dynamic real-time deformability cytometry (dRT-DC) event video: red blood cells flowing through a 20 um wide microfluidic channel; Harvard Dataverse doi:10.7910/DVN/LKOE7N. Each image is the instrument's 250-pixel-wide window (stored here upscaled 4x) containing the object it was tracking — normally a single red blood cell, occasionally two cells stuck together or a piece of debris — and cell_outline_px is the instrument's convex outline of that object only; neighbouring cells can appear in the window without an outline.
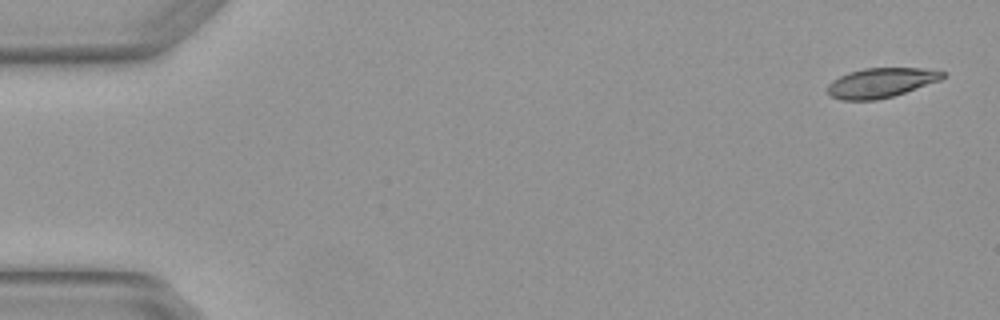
{"species": "Egyptian fruit bat (a non-hibernating species)", "species_latin": "Rousettus aegyptiacus", "temperature_condition": "warm", "stored_images_in_passage": 4, "camera_frame_rate_fps": 3000, "um_per_image_px": 0.085, "animal": {"sex": "female"}, "frame": {"image": 1, "passage_image": 1, "time_ms": 0.0, "image_size_px": [1000, 320], "cell_outline_px": [[944, 76], [940, 80], [892, 96], [876, 100], [844, 100], [832, 96], [828, 92], [828, 84], [832, 80], [848, 72], [864, 68], [924, 68], [944, 72]], "centroid_in_image_um": [74.85, 7.02], "position_along_channel_um": 10.1, "area_um2": 19.59}}
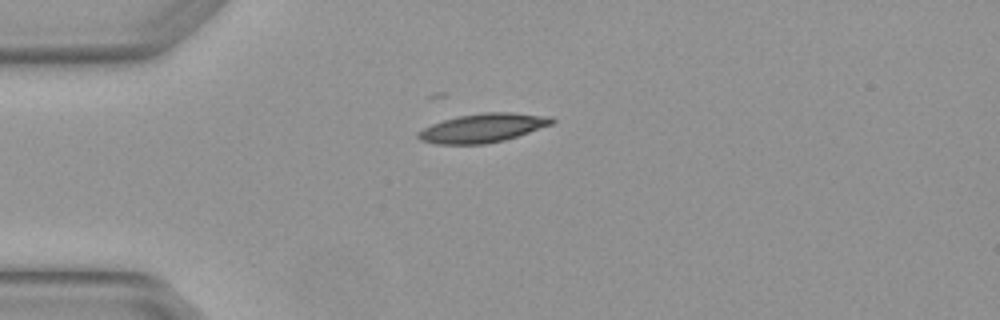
{"frame": {"image": 2, "passage_image": 4, "time_ms": 1.0, "image_size_px": [1000, 320], "cell_outline_px": [[556, 120], [552, 124], [504, 140], [484, 144], [436, 144], [420, 140], [416, 136], [416, 132], [432, 124], [444, 120], [460, 116], [484, 112], [512, 112], [552, 116]], "centroid_in_image_um": [41.04, 10.87], "position_along_channel_um": 44.0, "area_um2": 22.37}}